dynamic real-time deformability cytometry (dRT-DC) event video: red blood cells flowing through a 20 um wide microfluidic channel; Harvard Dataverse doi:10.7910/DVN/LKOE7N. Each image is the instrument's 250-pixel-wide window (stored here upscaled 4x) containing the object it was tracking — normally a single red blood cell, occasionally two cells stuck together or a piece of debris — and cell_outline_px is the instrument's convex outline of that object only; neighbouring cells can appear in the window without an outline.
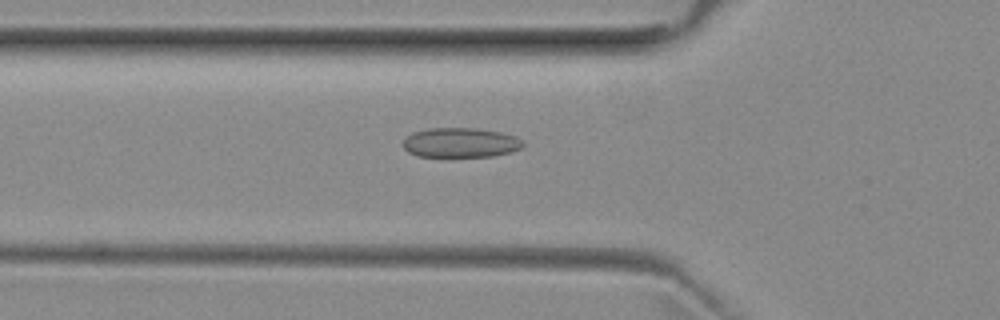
{"species": "common noctule bat (a hibernating species)", "species_latin": "Nyctalus noctula", "temperature_condition": "room temperature", "stored_images_in_passage": 36, "camera_frame_rate_fps": 3000, "um_per_image_px": 0.085, "animal": {"sex": "female", "body_mass_g": 29.2, "forearm_length_mm": 56.3}, "frame": {"image": 1, "passage_image": 2, "time_ms": 0.333, "image_size_px": [1000, 320], "cell_outline_px": [[524, 144], [520, 148], [508, 152], [492, 156], [416, 156], [408, 152], [400, 144], [412, 132], [428, 128], [476, 128], [500, 132], [516, 136]], "centroid_in_image_um": [39.09, 12.11], "position_along_channel_um": 86.7, "area_um2": 20.63}}
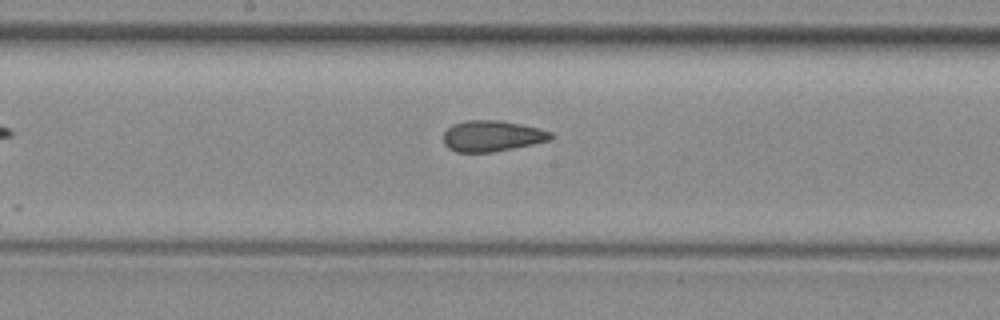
{"frame": {"image": 2, "passage_image": 11, "time_ms": 3.333, "image_size_px": [1000, 320], "cell_outline_px": [[556, 136], [552, 140], [492, 152], [456, 152], [448, 148], [444, 144], [444, 132], [452, 124], [464, 120], [496, 120], [520, 124], [540, 128], [552, 132]], "centroid_in_image_um": [41.84, 11.55], "position_along_channel_um": 206.4, "area_um2": 19.48}}
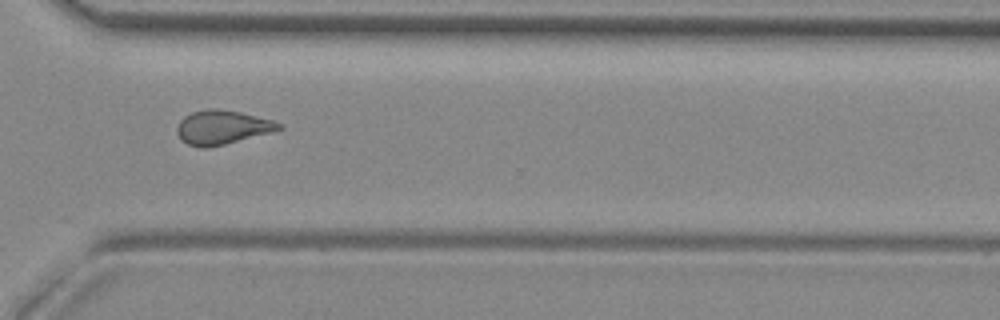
{"frame": {"image": 3, "passage_image": 22, "time_ms": 7.0, "image_size_px": [1000, 320], "cell_outline_px": [[284, 128], [272, 132], [208, 148], [200, 148], [188, 144], [180, 140], [176, 132], [176, 128], [180, 120], [184, 116], [192, 112], [208, 108], [220, 108], [240, 112], [272, 120], [284, 124]], "centroid_in_image_um": [18.87, 10.82], "position_along_channel_um": 351.7, "area_um2": 20.4}}